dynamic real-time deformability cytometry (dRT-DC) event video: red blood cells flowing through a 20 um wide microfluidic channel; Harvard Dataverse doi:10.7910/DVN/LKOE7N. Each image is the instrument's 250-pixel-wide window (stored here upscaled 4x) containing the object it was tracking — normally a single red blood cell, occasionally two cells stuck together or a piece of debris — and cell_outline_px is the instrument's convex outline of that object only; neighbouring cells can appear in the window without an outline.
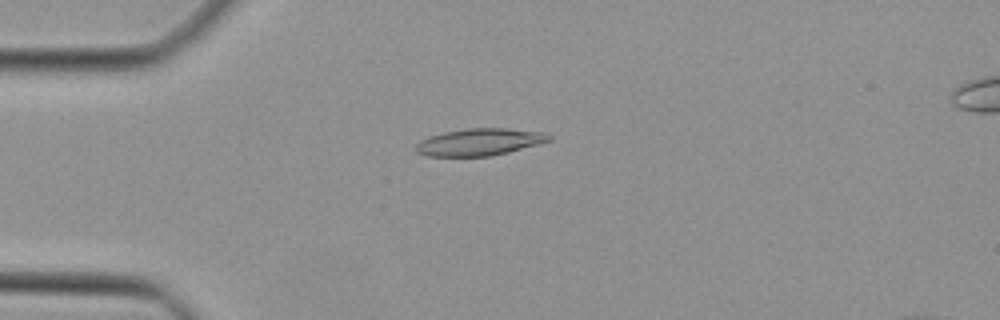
{"species": "Egyptian fruit bat (a non-hibernating species)", "species_latin": "Rousettus aegyptiacus", "temperature_condition": "cold", "stored_images_in_passage": 39, "camera_frame_rate_fps": 3000, "um_per_image_px": 0.085, "animal": {"sex": "female"}, "frame": {"image": 1, "passage_image": 4, "time_ms": 1.0, "image_size_px": [1000, 320], "cell_outline_px": [[552, 140], [508, 152], [492, 156], [428, 156], [416, 152], [416, 144], [420, 140], [428, 136], [444, 132], [464, 128], [504, 128], [544, 132], [552, 136]], "centroid_in_image_um": [40.75, 12.06], "position_along_channel_um": 44.3, "area_um2": 21.04}}
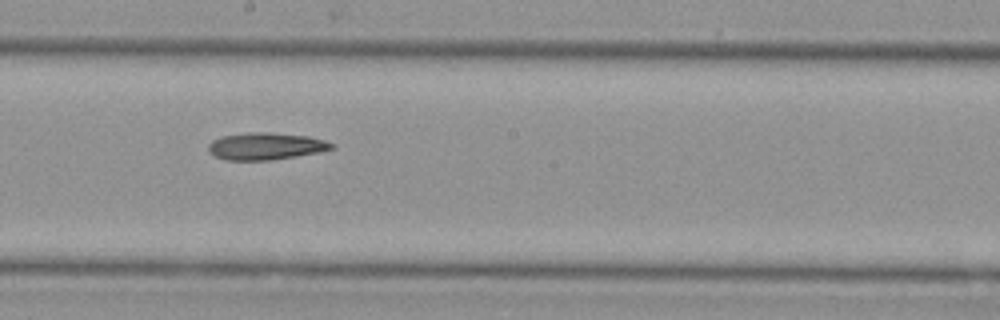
{"frame": {"image": 2, "passage_image": 18, "time_ms": 5.667, "image_size_px": [1000, 320], "cell_outline_px": [[336, 148], [320, 152], [272, 160], [224, 160], [208, 152], [208, 144], [212, 140], [224, 136], [248, 132], [268, 132], [308, 136], [324, 140], [332, 144]], "centroid_in_image_um": [22.58, 12.43], "position_along_channel_um": 225.6, "area_um2": 19.48}}
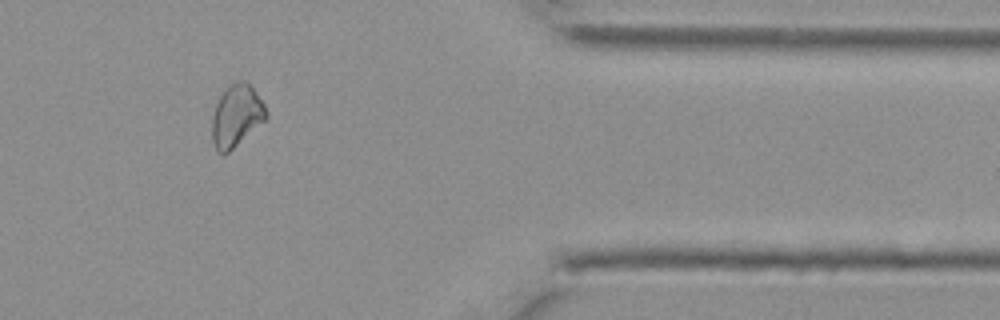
{"frame": {"image": 3, "passage_image": 31, "time_ms": 10.0, "image_size_px": [1000, 320], "cell_outline_px": [[268, 116], [264, 120], [224, 156], [216, 148], [212, 140], [212, 116], [216, 104], [224, 88], [228, 84], [236, 80], [244, 80], [256, 92], [264, 104], [268, 112]], "centroid_in_image_um": [20.08, 9.81], "position_along_channel_um": 391.3, "area_um2": 19.42}}